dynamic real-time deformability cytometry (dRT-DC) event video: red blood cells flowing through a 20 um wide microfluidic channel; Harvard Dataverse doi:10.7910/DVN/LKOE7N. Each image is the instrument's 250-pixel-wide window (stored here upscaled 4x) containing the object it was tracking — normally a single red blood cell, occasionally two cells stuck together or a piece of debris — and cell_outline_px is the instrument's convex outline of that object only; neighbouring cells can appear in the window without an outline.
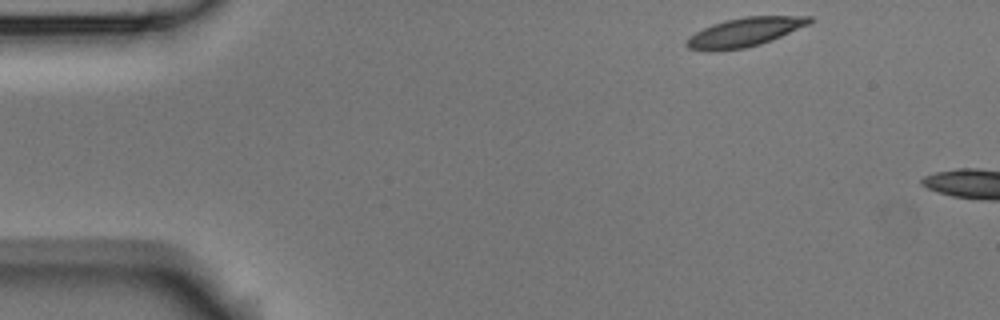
{"species": "Egyptian fruit bat (a non-hibernating species)", "species_latin": "Rousettus aegyptiacus", "temperature_condition": "room temperature", "stored_images_in_passage": 5, "camera_frame_rate_fps": 3000, "um_per_image_px": 0.085, "animal": {"sex": "male"}, "frame": {"image": 1, "passage_image": 1, "time_ms": 0.0, "image_size_px": [1000, 320], "cell_outline_px": [[812, 20], [808, 24], [772, 40], [760, 44], [744, 48], [712, 52], [708, 52], [688, 48], [684, 44], [688, 36], [712, 24], [724, 20], [744, 16], [812, 16]], "centroid_in_image_um": [63.23, 2.74], "position_along_channel_um": 21.8, "area_um2": 20.81}}
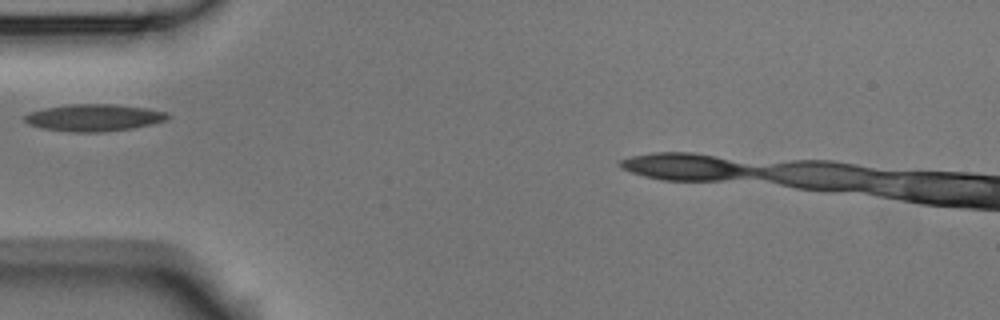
{"frame": {"image": 2, "passage_image": 4, "time_ms": 1.0, "image_size_px": [1000, 320], "cell_outline_px": [[172, 116], [168, 120], [152, 124], [132, 128], [104, 132], [72, 132], [44, 128], [28, 124], [24, 120], [24, 116], [32, 112], [44, 108], [72, 104], [116, 104], [148, 108], [168, 112]], "centroid_in_image_um": [8.07, 10.0], "position_along_channel_um": 76.9, "area_um2": 22.6}}
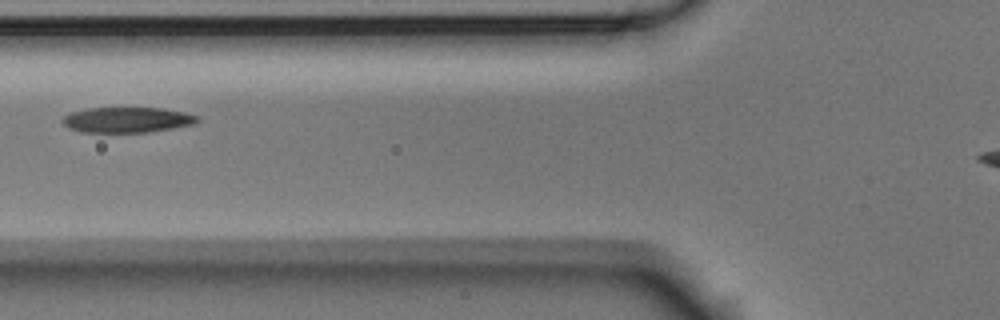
{"frame": {"image": 3, "passage_image": 5, "time_ms": 1.333, "image_size_px": [1000, 320], "cell_outline_px": [[200, 120], [192, 124], [172, 128], [148, 132], [84, 132], [68, 128], [60, 120], [64, 116], [72, 112], [88, 108], [164, 108], [184, 112], [200, 116]], "centroid_in_image_um": [10.81, 10.18], "position_along_channel_um": 115.0, "area_um2": 19.94}}